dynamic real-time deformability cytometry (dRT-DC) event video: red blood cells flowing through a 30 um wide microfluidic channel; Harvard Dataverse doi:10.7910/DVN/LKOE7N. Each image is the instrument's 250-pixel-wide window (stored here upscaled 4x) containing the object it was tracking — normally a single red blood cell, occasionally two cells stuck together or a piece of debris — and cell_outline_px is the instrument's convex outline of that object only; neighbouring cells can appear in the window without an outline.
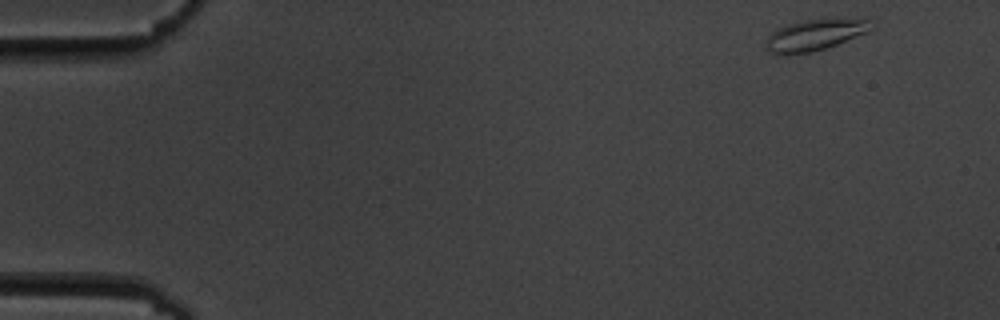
{"species": "common noctule bat (a hibernating species)", "species_latin": "Nyctalus noctula", "temperature_condition": "cold", "stored_images_in_passage": 5, "camera_frame_rate_fps": 3000, "um_per_image_px": 0.085, "animal": {"sex": "male", "body_mass_g": 19.5, "forearm_length_mm": 54.6}, "frame": {"image": 1, "passage_image": 1, "time_ms": 0.0, "image_size_px": [1000, 320], "cell_outline_px": [[876, 24], [868, 32], [836, 44], [812, 52], [788, 56], [768, 52], [764, 48], [764, 40], [776, 28], [800, 20], [840, 16], [864, 16]], "centroid_in_image_um": [69.31, 2.91], "position_along_channel_um": 15.7, "area_um2": 20.52}}
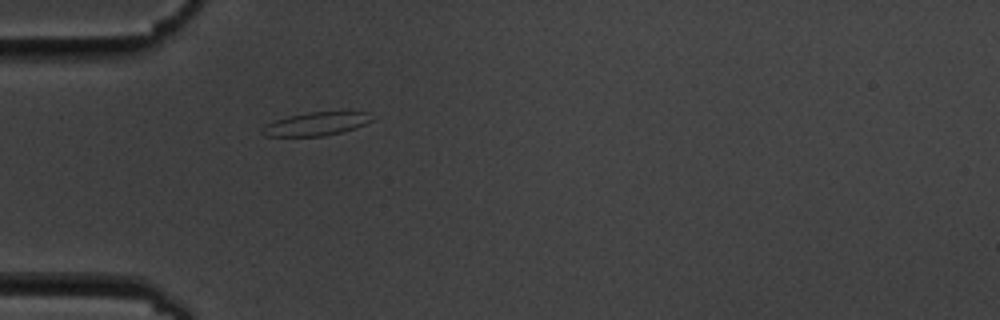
{"frame": {"image": 2, "passage_image": 5, "time_ms": 4.333, "image_size_px": [1000, 320], "cell_outline_px": [[376, 120], [356, 128], [324, 136], [264, 136], [260, 132], [264, 124], [288, 116], [308, 112], [372, 112]], "centroid_in_image_um": [26.92, 10.52], "position_along_channel_um": 58.1, "area_um2": 15.14}}